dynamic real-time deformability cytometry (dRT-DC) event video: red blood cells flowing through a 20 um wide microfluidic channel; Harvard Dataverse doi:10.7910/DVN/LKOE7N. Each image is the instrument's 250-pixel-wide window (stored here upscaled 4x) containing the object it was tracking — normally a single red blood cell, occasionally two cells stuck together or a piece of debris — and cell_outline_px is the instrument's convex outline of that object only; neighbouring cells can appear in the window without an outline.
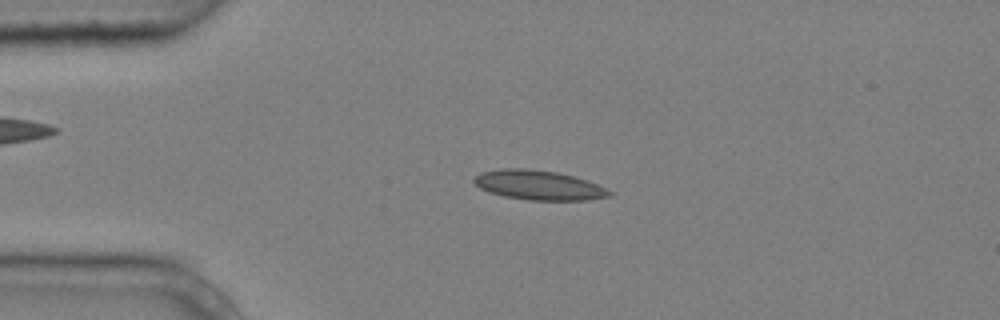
{"species": "common noctule bat (a hibernating species)", "species_latin": "Nyctalus noctula", "temperature_condition": "cold", "stored_images_in_passage": 5, "camera_frame_rate_fps": 3000, "um_per_image_px": 0.085, "animal": {"sex": "male", "body_mass_g": 20.4}, "frame": {"image": 1, "passage_image": 3, "time_ms": 0.667, "image_size_px": [1000, 320], "cell_outline_px": [[612, 196], [588, 200], [528, 200], [504, 196], [488, 192], [480, 188], [472, 180], [480, 172], [504, 168], [524, 168], [556, 172], [588, 180], [612, 192]], "centroid_in_image_um": [45.77, 15.74], "position_along_channel_um": 39.2, "area_um2": 23.24}}
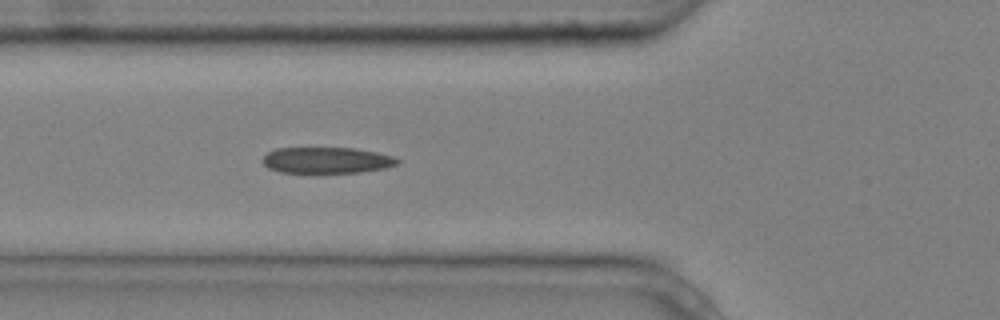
{"frame": {"image": 2, "passage_image": 5, "time_ms": 1.333, "image_size_px": [1000, 320], "cell_outline_px": [[400, 164], [384, 168], [360, 172], [280, 172], [268, 168], [260, 160], [268, 152], [276, 148], [356, 148], [376, 152], [392, 156], [400, 160]], "centroid_in_image_um": [27.76, 13.61], "position_along_channel_um": 98.0, "area_um2": 20.46}}